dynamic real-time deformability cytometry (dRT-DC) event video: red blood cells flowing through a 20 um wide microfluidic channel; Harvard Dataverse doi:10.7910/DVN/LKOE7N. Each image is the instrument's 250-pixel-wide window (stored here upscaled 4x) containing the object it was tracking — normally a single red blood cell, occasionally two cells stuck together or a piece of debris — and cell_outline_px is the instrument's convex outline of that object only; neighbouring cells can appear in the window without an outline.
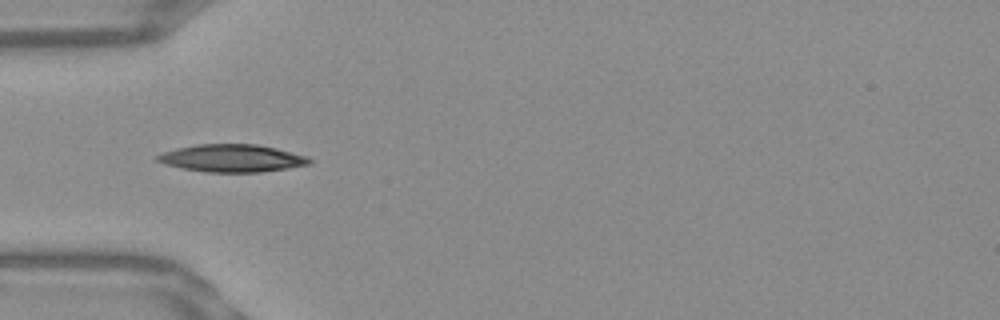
{"species": "Egyptian fruit bat (a non-hibernating species)", "species_latin": "Rousettus aegyptiacus", "temperature_condition": "warm", "stored_images_in_passage": 15, "camera_frame_rate_fps": 3000, "um_per_image_px": 0.085, "frame": {"image": 1, "passage_image": 3, "time_ms": 0.667, "image_size_px": [1000, 320], "cell_outline_px": [[312, 160], [308, 164], [288, 168], [260, 172], [208, 172], [184, 168], [164, 164], [156, 160], [156, 156], [164, 152], [176, 148], [196, 144], [256, 144], [276, 148], [308, 156]], "centroid_in_image_um": [19.72, 13.44], "position_along_channel_um": 65.3, "area_um2": 24.28}}
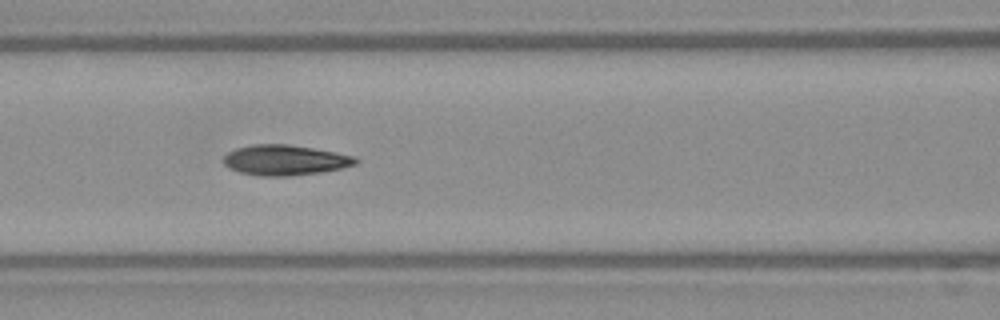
{"frame": {"image": 2, "passage_image": 9, "time_ms": 2.667, "image_size_px": [1000, 320], "cell_outline_px": [[360, 160], [356, 164], [340, 168], [320, 172], [292, 176], [260, 176], [240, 172], [228, 168], [224, 164], [224, 156], [228, 152], [236, 148], [252, 144], [288, 144], [336, 152], [356, 156]], "centroid_in_image_um": [24.23, 13.61], "position_along_channel_um": 142.4, "area_um2": 23.41}}